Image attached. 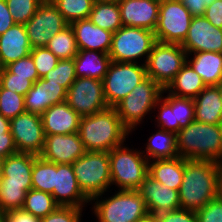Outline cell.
<instances>
[{
    "label": "cell",
    "mask_w": 222,
    "mask_h": 222,
    "mask_svg": "<svg viewBox=\"0 0 222 222\" xmlns=\"http://www.w3.org/2000/svg\"><path fill=\"white\" fill-rule=\"evenodd\" d=\"M67 99V90L60 84L39 78L24 96L25 110L42 115L50 106Z\"/></svg>",
    "instance_id": "obj_20"
},
{
    "label": "cell",
    "mask_w": 222,
    "mask_h": 222,
    "mask_svg": "<svg viewBox=\"0 0 222 222\" xmlns=\"http://www.w3.org/2000/svg\"><path fill=\"white\" fill-rule=\"evenodd\" d=\"M218 89H219V93H220V96H221V100H222V82L217 85Z\"/></svg>",
    "instance_id": "obj_59"
},
{
    "label": "cell",
    "mask_w": 222,
    "mask_h": 222,
    "mask_svg": "<svg viewBox=\"0 0 222 222\" xmlns=\"http://www.w3.org/2000/svg\"><path fill=\"white\" fill-rule=\"evenodd\" d=\"M187 62V52L180 44L156 42L145 63L146 75L163 89Z\"/></svg>",
    "instance_id": "obj_10"
},
{
    "label": "cell",
    "mask_w": 222,
    "mask_h": 222,
    "mask_svg": "<svg viewBox=\"0 0 222 222\" xmlns=\"http://www.w3.org/2000/svg\"><path fill=\"white\" fill-rule=\"evenodd\" d=\"M3 173H2V160H0V184L2 182Z\"/></svg>",
    "instance_id": "obj_58"
},
{
    "label": "cell",
    "mask_w": 222,
    "mask_h": 222,
    "mask_svg": "<svg viewBox=\"0 0 222 222\" xmlns=\"http://www.w3.org/2000/svg\"><path fill=\"white\" fill-rule=\"evenodd\" d=\"M44 0H6L8 10L16 24H26Z\"/></svg>",
    "instance_id": "obj_38"
},
{
    "label": "cell",
    "mask_w": 222,
    "mask_h": 222,
    "mask_svg": "<svg viewBox=\"0 0 222 222\" xmlns=\"http://www.w3.org/2000/svg\"><path fill=\"white\" fill-rule=\"evenodd\" d=\"M2 70H3V66L0 63V76H1Z\"/></svg>",
    "instance_id": "obj_60"
},
{
    "label": "cell",
    "mask_w": 222,
    "mask_h": 222,
    "mask_svg": "<svg viewBox=\"0 0 222 222\" xmlns=\"http://www.w3.org/2000/svg\"><path fill=\"white\" fill-rule=\"evenodd\" d=\"M68 25L51 0H44L24 24L32 48L46 47L52 36Z\"/></svg>",
    "instance_id": "obj_12"
},
{
    "label": "cell",
    "mask_w": 222,
    "mask_h": 222,
    "mask_svg": "<svg viewBox=\"0 0 222 222\" xmlns=\"http://www.w3.org/2000/svg\"><path fill=\"white\" fill-rule=\"evenodd\" d=\"M76 78L103 80L111 63L109 54L94 50H79L74 57Z\"/></svg>",
    "instance_id": "obj_27"
},
{
    "label": "cell",
    "mask_w": 222,
    "mask_h": 222,
    "mask_svg": "<svg viewBox=\"0 0 222 222\" xmlns=\"http://www.w3.org/2000/svg\"><path fill=\"white\" fill-rule=\"evenodd\" d=\"M147 77L145 64L111 61L102 80L104 97L109 107L124 99Z\"/></svg>",
    "instance_id": "obj_9"
},
{
    "label": "cell",
    "mask_w": 222,
    "mask_h": 222,
    "mask_svg": "<svg viewBox=\"0 0 222 222\" xmlns=\"http://www.w3.org/2000/svg\"><path fill=\"white\" fill-rule=\"evenodd\" d=\"M138 222H160L157 215L147 214L145 217L141 218Z\"/></svg>",
    "instance_id": "obj_55"
},
{
    "label": "cell",
    "mask_w": 222,
    "mask_h": 222,
    "mask_svg": "<svg viewBox=\"0 0 222 222\" xmlns=\"http://www.w3.org/2000/svg\"><path fill=\"white\" fill-rule=\"evenodd\" d=\"M165 92L158 83L147 76L114 108L123 125L132 132L135 126L143 121V117L155 109L157 101Z\"/></svg>",
    "instance_id": "obj_7"
},
{
    "label": "cell",
    "mask_w": 222,
    "mask_h": 222,
    "mask_svg": "<svg viewBox=\"0 0 222 222\" xmlns=\"http://www.w3.org/2000/svg\"><path fill=\"white\" fill-rule=\"evenodd\" d=\"M10 133L14 138L17 152L39 156L44 148L45 133L42 117L24 112L10 120Z\"/></svg>",
    "instance_id": "obj_14"
},
{
    "label": "cell",
    "mask_w": 222,
    "mask_h": 222,
    "mask_svg": "<svg viewBox=\"0 0 222 222\" xmlns=\"http://www.w3.org/2000/svg\"><path fill=\"white\" fill-rule=\"evenodd\" d=\"M52 196L59 206L82 208L91 202L81 191L72 164L55 163V187Z\"/></svg>",
    "instance_id": "obj_17"
},
{
    "label": "cell",
    "mask_w": 222,
    "mask_h": 222,
    "mask_svg": "<svg viewBox=\"0 0 222 222\" xmlns=\"http://www.w3.org/2000/svg\"><path fill=\"white\" fill-rule=\"evenodd\" d=\"M219 163L184 158V175L179 190L180 207L198 211L217 197Z\"/></svg>",
    "instance_id": "obj_1"
},
{
    "label": "cell",
    "mask_w": 222,
    "mask_h": 222,
    "mask_svg": "<svg viewBox=\"0 0 222 222\" xmlns=\"http://www.w3.org/2000/svg\"><path fill=\"white\" fill-rule=\"evenodd\" d=\"M187 63L201 76L206 86H217L222 82V53L197 52Z\"/></svg>",
    "instance_id": "obj_28"
},
{
    "label": "cell",
    "mask_w": 222,
    "mask_h": 222,
    "mask_svg": "<svg viewBox=\"0 0 222 222\" xmlns=\"http://www.w3.org/2000/svg\"><path fill=\"white\" fill-rule=\"evenodd\" d=\"M83 208L58 206L52 213L41 219V222H81Z\"/></svg>",
    "instance_id": "obj_45"
},
{
    "label": "cell",
    "mask_w": 222,
    "mask_h": 222,
    "mask_svg": "<svg viewBox=\"0 0 222 222\" xmlns=\"http://www.w3.org/2000/svg\"><path fill=\"white\" fill-rule=\"evenodd\" d=\"M130 131L123 125L114 107L80 119L78 134L86 151H106L124 144Z\"/></svg>",
    "instance_id": "obj_2"
},
{
    "label": "cell",
    "mask_w": 222,
    "mask_h": 222,
    "mask_svg": "<svg viewBox=\"0 0 222 222\" xmlns=\"http://www.w3.org/2000/svg\"><path fill=\"white\" fill-rule=\"evenodd\" d=\"M89 20L102 29L112 33L122 27L121 12L118 2H97L93 4Z\"/></svg>",
    "instance_id": "obj_31"
},
{
    "label": "cell",
    "mask_w": 222,
    "mask_h": 222,
    "mask_svg": "<svg viewBox=\"0 0 222 222\" xmlns=\"http://www.w3.org/2000/svg\"><path fill=\"white\" fill-rule=\"evenodd\" d=\"M156 42L151 30L122 26L113 33L109 56L113 62L138 63V58L146 55L145 64Z\"/></svg>",
    "instance_id": "obj_8"
},
{
    "label": "cell",
    "mask_w": 222,
    "mask_h": 222,
    "mask_svg": "<svg viewBox=\"0 0 222 222\" xmlns=\"http://www.w3.org/2000/svg\"><path fill=\"white\" fill-rule=\"evenodd\" d=\"M15 22L8 10L6 0H0V35L11 28Z\"/></svg>",
    "instance_id": "obj_52"
},
{
    "label": "cell",
    "mask_w": 222,
    "mask_h": 222,
    "mask_svg": "<svg viewBox=\"0 0 222 222\" xmlns=\"http://www.w3.org/2000/svg\"><path fill=\"white\" fill-rule=\"evenodd\" d=\"M46 48L60 60L73 59L79 51L73 28L68 25L52 36Z\"/></svg>",
    "instance_id": "obj_32"
},
{
    "label": "cell",
    "mask_w": 222,
    "mask_h": 222,
    "mask_svg": "<svg viewBox=\"0 0 222 222\" xmlns=\"http://www.w3.org/2000/svg\"><path fill=\"white\" fill-rule=\"evenodd\" d=\"M10 133V120L0 114V134Z\"/></svg>",
    "instance_id": "obj_53"
},
{
    "label": "cell",
    "mask_w": 222,
    "mask_h": 222,
    "mask_svg": "<svg viewBox=\"0 0 222 222\" xmlns=\"http://www.w3.org/2000/svg\"><path fill=\"white\" fill-rule=\"evenodd\" d=\"M152 161L148 163V175L169 188L179 191L184 175V158L178 156Z\"/></svg>",
    "instance_id": "obj_26"
},
{
    "label": "cell",
    "mask_w": 222,
    "mask_h": 222,
    "mask_svg": "<svg viewBox=\"0 0 222 222\" xmlns=\"http://www.w3.org/2000/svg\"><path fill=\"white\" fill-rule=\"evenodd\" d=\"M172 111L179 130L194 120V99L172 96Z\"/></svg>",
    "instance_id": "obj_41"
},
{
    "label": "cell",
    "mask_w": 222,
    "mask_h": 222,
    "mask_svg": "<svg viewBox=\"0 0 222 222\" xmlns=\"http://www.w3.org/2000/svg\"><path fill=\"white\" fill-rule=\"evenodd\" d=\"M94 3H97V2H118L119 0H93Z\"/></svg>",
    "instance_id": "obj_57"
},
{
    "label": "cell",
    "mask_w": 222,
    "mask_h": 222,
    "mask_svg": "<svg viewBox=\"0 0 222 222\" xmlns=\"http://www.w3.org/2000/svg\"><path fill=\"white\" fill-rule=\"evenodd\" d=\"M181 47L189 56L197 52L222 53V29L212 25L204 16L192 17Z\"/></svg>",
    "instance_id": "obj_15"
},
{
    "label": "cell",
    "mask_w": 222,
    "mask_h": 222,
    "mask_svg": "<svg viewBox=\"0 0 222 222\" xmlns=\"http://www.w3.org/2000/svg\"><path fill=\"white\" fill-rule=\"evenodd\" d=\"M35 154L17 152L2 160L3 178L0 185L23 187L28 192L32 189V167Z\"/></svg>",
    "instance_id": "obj_21"
},
{
    "label": "cell",
    "mask_w": 222,
    "mask_h": 222,
    "mask_svg": "<svg viewBox=\"0 0 222 222\" xmlns=\"http://www.w3.org/2000/svg\"><path fill=\"white\" fill-rule=\"evenodd\" d=\"M5 68L10 73L16 74V76L28 77L33 83L39 79L37 69L35 68L34 61L30 54L24 58L9 63Z\"/></svg>",
    "instance_id": "obj_44"
},
{
    "label": "cell",
    "mask_w": 222,
    "mask_h": 222,
    "mask_svg": "<svg viewBox=\"0 0 222 222\" xmlns=\"http://www.w3.org/2000/svg\"><path fill=\"white\" fill-rule=\"evenodd\" d=\"M79 50H94L109 54L113 33L93 24L89 18L70 24Z\"/></svg>",
    "instance_id": "obj_23"
},
{
    "label": "cell",
    "mask_w": 222,
    "mask_h": 222,
    "mask_svg": "<svg viewBox=\"0 0 222 222\" xmlns=\"http://www.w3.org/2000/svg\"><path fill=\"white\" fill-rule=\"evenodd\" d=\"M137 191L144 199L149 214L159 215L181 208L179 191L152 179L149 175Z\"/></svg>",
    "instance_id": "obj_18"
},
{
    "label": "cell",
    "mask_w": 222,
    "mask_h": 222,
    "mask_svg": "<svg viewBox=\"0 0 222 222\" xmlns=\"http://www.w3.org/2000/svg\"><path fill=\"white\" fill-rule=\"evenodd\" d=\"M30 55L34 61L39 78L54 69L60 60L46 47L32 48Z\"/></svg>",
    "instance_id": "obj_42"
},
{
    "label": "cell",
    "mask_w": 222,
    "mask_h": 222,
    "mask_svg": "<svg viewBox=\"0 0 222 222\" xmlns=\"http://www.w3.org/2000/svg\"><path fill=\"white\" fill-rule=\"evenodd\" d=\"M192 15L179 0H160L158 23L154 31L162 43L182 44L188 34Z\"/></svg>",
    "instance_id": "obj_11"
},
{
    "label": "cell",
    "mask_w": 222,
    "mask_h": 222,
    "mask_svg": "<svg viewBox=\"0 0 222 222\" xmlns=\"http://www.w3.org/2000/svg\"><path fill=\"white\" fill-rule=\"evenodd\" d=\"M197 222H222V200L218 197L196 211Z\"/></svg>",
    "instance_id": "obj_46"
},
{
    "label": "cell",
    "mask_w": 222,
    "mask_h": 222,
    "mask_svg": "<svg viewBox=\"0 0 222 222\" xmlns=\"http://www.w3.org/2000/svg\"><path fill=\"white\" fill-rule=\"evenodd\" d=\"M81 191L91 200L107 192L111 186L109 152L86 151L72 163Z\"/></svg>",
    "instance_id": "obj_4"
},
{
    "label": "cell",
    "mask_w": 222,
    "mask_h": 222,
    "mask_svg": "<svg viewBox=\"0 0 222 222\" xmlns=\"http://www.w3.org/2000/svg\"><path fill=\"white\" fill-rule=\"evenodd\" d=\"M217 197L222 200V163H219Z\"/></svg>",
    "instance_id": "obj_54"
},
{
    "label": "cell",
    "mask_w": 222,
    "mask_h": 222,
    "mask_svg": "<svg viewBox=\"0 0 222 222\" xmlns=\"http://www.w3.org/2000/svg\"><path fill=\"white\" fill-rule=\"evenodd\" d=\"M32 189L52 195L55 187V163L48 162L37 156L32 167Z\"/></svg>",
    "instance_id": "obj_33"
},
{
    "label": "cell",
    "mask_w": 222,
    "mask_h": 222,
    "mask_svg": "<svg viewBox=\"0 0 222 222\" xmlns=\"http://www.w3.org/2000/svg\"><path fill=\"white\" fill-rule=\"evenodd\" d=\"M124 144L109 151L111 184L118 190H137L148 176V163L142 151Z\"/></svg>",
    "instance_id": "obj_5"
},
{
    "label": "cell",
    "mask_w": 222,
    "mask_h": 222,
    "mask_svg": "<svg viewBox=\"0 0 222 222\" xmlns=\"http://www.w3.org/2000/svg\"><path fill=\"white\" fill-rule=\"evenodd\" d=\"M42 78L46 81L58 83L68 90L76 79L74 58L59 60L56 67L51 69Z\"/></svg>",
    "instance_id": "obj_36"
},
{
    "label": "cell",
    "mask_w": 222,
    "mask_h": 222,
    "mask_svg": "<svg viewBox=\"0 0 222 222\" xmlns=\"http://www.w3.org/2000/svg\"><path fill=\"white\" fill-rule=\"evenodd\" d=\"M216 0H182L183 5L193 17L203 16L205 10Z\"/></svg>",
    "instance_id": "obj_49"
},
{
    "label": "cell",
    "mask_w": 222,
    "mask_h": 222,
    "mask_svg": "<svg viewBox=\"0 0 222 222\" xmlns=\"http://www.w3.org/2000/svg\"><path fill=\"white\" fill-rule=\"evenodd\" d=\"M157 216L160 222H197L195 211L182 208L161 213Z\"/></svg>",
    "instance_id": "obj_47"
},
{
    "label": "cell",
    "mask_w": 222,
    "mask_h": 222,
    "mask_svg": "<svg viewBox=\"0 0 222 222\" xmlns=\"http://www.w3.org/2000/svg\"><path fill=\"white\" fill-rule=\"evenodd\" d=\"M93 197V210L99 222H138L148 214L144 199L137 190H119L109 198Z\"/></svg>",
    "instance_id": "obj_6"
},
{
    "label": "cell",
    "mask_w": 222,
    "mask_h": 222,
    "mask_svg": "<svg viewBox=\"0 0 222 222\" xmlns=\"http://www.w3.org/2000/svg\"><path fill=\"white\" fill-rule=\"evenodd\" d=\"M17 153L14 138L11 133L0 134V160Z\"/></svg>",
    "instance_id": "obj_50"
},
{
    "label": "cell",
    "mask_w": 222,
    "mask_h": 222,
    "mask_svg": "<svg viewBox=\"0 0 222 222\" xmlns=\"http://www.w3.org/2000/svg\"><path fill=\"white\" fill-rule=\"evenodd\" d=\"M26 193L23 187L0 185V210L7 212L22 209Z\"/></svg>",
    "instance_id": "obj_39"
},
{
    "label": "cell",
    "mask_w": 222,
    "mask_h": 222,
    "mask_svg": "<svg viewBox=\"0 0 222 222\" xmlns=\"http://www.w3.org/2000/svg\"><path fill=\"white\" fill-rule=\"evenodd\" d=\"M146 154L142 151L145 158L150 161L158 159H172L178 157L176 133L159 128L146 143Z\"/></svg>",
    "instance_id": "obj_30"
},
{
    "label": "cell",
    "mask_w": 222,
    "mask_h": 222,
    "mask_svg": "<svg viewBox=\"0 0 222 222\" xmlns=\"http://www.w3.org/2000/svg\"><path fill=\"white\" fill-rule=\"evenodd\" d=\"M58 206L51 194L31 189L26 193L22 209L42 219Z\"/></svg>",
    "instance_id": "obj_34"
},
{
    "label": "cell",
    "mask_w": 222,
    "mask_h": 222,
    "mask_svg": "<svg viewBox=\"0 0 222 222\" xmlns=\"http://www.w3.org/2000/svg\"><path fill=\"white\" fill-rule=\"evenodd\" d=\"M66 102L81 117L94 115L108 108L101 80L76 78L67 90Z\"/></svg>",
    "instance_id": "obj_13"
},
{
    "label": "cell",
    "mask_w": 222,
    "mask_h": 222,
    "mask_svg": "<svg viewBox=\"0 0 222 222\" xmlns=\"http://www.w3.org/2000/svg\"><path fill=\"white\" fill-rule=\"evenodd\" d=\"M6 222H41V219L23 209L5 212Z\"/></svg>",
    "instance_id": "obj_51"
},
{
    "label": "cell",
    "mask_w": 222,
    "mask_h": 222,
    "mask_svg": "<svg viewBox=\"0 0 222 222\" xmlns=\"http://www.w3.org/2000/svg\"><path fill=\"white\" fill-rule=\"evenodd\" d=\"M32 50L24 24H14L0 35V63L3 67L30 54Z\"/></svg>",
    "instance_id": "obj_24"
},
{
    "label": "cell",
    "mask_w": 222,
    "mask_h": 222,
    "mask_svg": "<svg viewBox=\"0 0 222 222\" xmlns=\"http://www.w3.org/2000/svg\"><path fill=\"white\" fill-rule=\"evenodd\" d=\"M0 222H6L5 212L0 210Z\"/></svg>",
    "instance_id": "obj_56"
},
{
    "label": "cell",
    "mask_w": 222,
    "mask_h": 222,
    "mask_svg": "<svg viewBox=\"0 0 222 222\" xmlns=\"http://www.w3.org/2000/svg\"><path fill=\"white\" fill-rule=\"evenodd\" d=\"M205 87L201 76L186 62L164 90L172 96L194 99Z\"/></svg>",
    "instance_id": "obj_29"
},
{
    "label": "cell",
    "mask_w": 222,
    "mask_h": 222,
    "mask_svg": "<svg viewBox=\"0 0 222 222\" xmlns=\"http://www.w3.org/2000/svg\"><path fill=\"white\" fill-rule=\"evenodd\" d=\"M86 150L78 132L71 134L45 135L42 159L56 164H72L85 154Z\"/></svg>",
    "instance_id": "obj_16"
},
{
    "label": "cell",
    "mask_w": 222,
    "mask_h": 222,
    "mask_svg": "<svg viewBox=\"0 0 222 222\" xmlns=\"http://www.w3.org/2000/svg\"><path fill=\"white\" fill-rule=\"evenodd\" d=\"M41 117L45 135L71 134L79 130L81 116L66 101L50 106Z\"/></svg>",
    "instance_id": "obj_22"
},
{
    "label": "cell",
    "mask_w": 222,
    "mask_h": 222,
    "mask_svg": "<svg viewBox=\"0 0 222 222\" xmlns=\"http://www.w3.org/2000/svg\"><path fill=\"white\" fill-rule=\"evenodd\" d=\"M178 156L222 163V124L193 120L176 133Z\"/></svg>",
    "instance_id": "obj_3"
},
{
    "label": "cell",
    "mask_w": 222,
    "mask_h": 222,
    "mask_svg": "<svg viewBox=\"0 0 222 222\" xmlns=\"http://www.w3.org/2000/svg\"><path fill=\"white\" fill-rule=\"evenodd\" d=\"M122 26L140 27L155 31L160 0H119Z\"/></svg>",
    "instance_id": "obj_19"
},
{
    "label": "cell",
    "mask_w": 222,
    "mask_h": 222,
    "mask_svg": "<svg viewBox=\"0 0 222 222\" xmlns=\"http://www.w3.org/2000/svg\"><path fill=\"white\" fill-rule=\"evenodd\" d=\"M157 106H159V114L156 118L158 124L157 127L177 133L179 131V123H175L174 111H172V95L168 94L165 98L162 95L157 101L155 109Z\"/></svg>",
    "instance_id": "obj_40"
},
{
    "label": "cell",
    "mask_w": 222,
    "mask_h": 222,
    "mask_svg": "<svg viewBox=\"0 0 222 222\" xmlns=\"http://www.w3.org/2000/svg\"><path fill=\"white\" fill-rule=\"evenodd\" d=\"M194 120L222 124V100L217 86H206L194 98Z\"/></svg>",
    "instance_id": "obj_25"
},
{
    "label": "cell",
    "mask_w": 222,
    "mask_h": 222,
    "mask_svg": "<svg viewBox=\"0 0 222 222\" xmlns=\"http://www.w3.org/2000/svg\"><path fill=\"white\" fill-rule=\"evenodd\" d=\"M0 85L12 92L25 96L30 88L33 86V82L28 77L16 76L14 73H10L5 67H3L0 76Z\"/></svg>",
    "instance_id": "obj_43"
},
{
    "label": "cell",
    "mask_w": 222,
    "mask_h": 222,
    "mask_svg": "<svg viewBox=\"0 0 222 222\" xmlns=\"http://www.w3.org/2000/svg\"><path fill=\"white\" fill-rule=\"evenodd\" d=\"M24 112H26L24 96L0 85V114L11 120Z\"/></svg>",
    "instance_id": "obj_37"
},
{
    "label": "cell",
    "mask_w": 222,
    "mask_h": 222,
    "mask_svg": "<svg viewBox=\"0 0 222 222\" xmlns=\"http://www.w3.org/2000/svg\"><path fill=\"white\" fill-rule=\"evenodd\" d=\"M70 25L72 22L89 18L93 0H51Z\"/></svg>",
    "instance_id": "obj_35"
},
{
    "label": "cell",
    "mask_w": 222,
    "mask_h": 222,
    "mask_svg": "<svg viewBox=\"0 0 222 222\" xmlns=\"http://www.w3.org/2000/svg\"><path fill=\"white\" fill-rule=\"evenodd\" d=\"M212 25L222 29V0L214 1L203 15Z\"/></svg>",
    "instance_id": "obj_48"
}]
</instances>
